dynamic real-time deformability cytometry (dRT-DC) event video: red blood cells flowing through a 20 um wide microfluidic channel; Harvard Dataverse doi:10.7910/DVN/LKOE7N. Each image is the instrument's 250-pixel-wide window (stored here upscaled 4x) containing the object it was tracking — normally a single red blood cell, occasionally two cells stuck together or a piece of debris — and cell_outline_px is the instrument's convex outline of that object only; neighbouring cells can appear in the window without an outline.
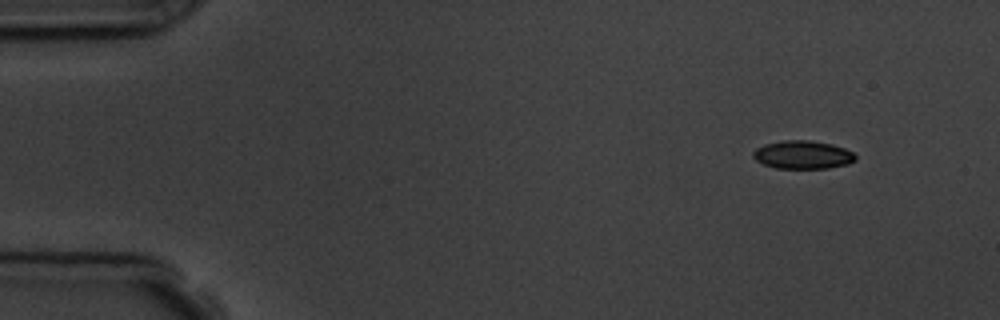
{"species": "common noctule bat (a hibernating species)", "species_latin": "Nyctalus noctula", "temperature_condition": "room temperature", "stored_images_in_passage": 4, "camera_frame_rate_fps": 3000, "um_per_image_px": 0.085, "animal": {"sex": "male", "body_mass_g": 19.5, "forearm_length_mm": 54.6}, "frame": {"image": 1, "passage_image": 1, "time_ms": 0.0, "image_size_px": [1000, 320], "cell_outline_px": [[856, 160], [848, 164], [828, 168], [776, 168], [764, 164], [756, 160], [752, 156], [752, 152], [756, 148], [764, 144], [784, 140], [808, 140], [832, 144], [844, 148], [852, 152], [856, 156]], "centroid_in_image_um": [68.23, 13.15], "position_along_channel_um": 16.8, "area_um2": 16.82}}
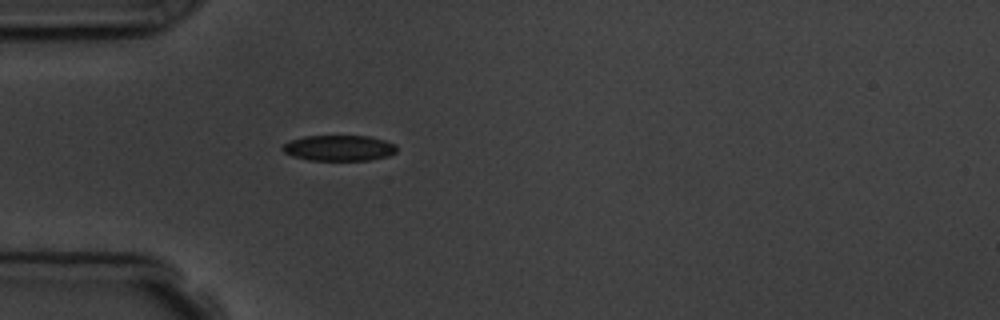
{"frame": {"image": 2, "passage_image": 4, "time_ms": 3.667, "image_size_px": [1000, 320], "cell_outline_px": [[396, 152], [388, 156], [368, 160], [308, 160], [292, 156], [284, 152], [280, 148], [284, 144], [292, 140], [304, 136], [368, 136], [384, 140], [396, 144]], "centroid_in_image_um": [28.81, 12.58], "position_along_channel_um": 56.2, "area_um2": 17.05}}